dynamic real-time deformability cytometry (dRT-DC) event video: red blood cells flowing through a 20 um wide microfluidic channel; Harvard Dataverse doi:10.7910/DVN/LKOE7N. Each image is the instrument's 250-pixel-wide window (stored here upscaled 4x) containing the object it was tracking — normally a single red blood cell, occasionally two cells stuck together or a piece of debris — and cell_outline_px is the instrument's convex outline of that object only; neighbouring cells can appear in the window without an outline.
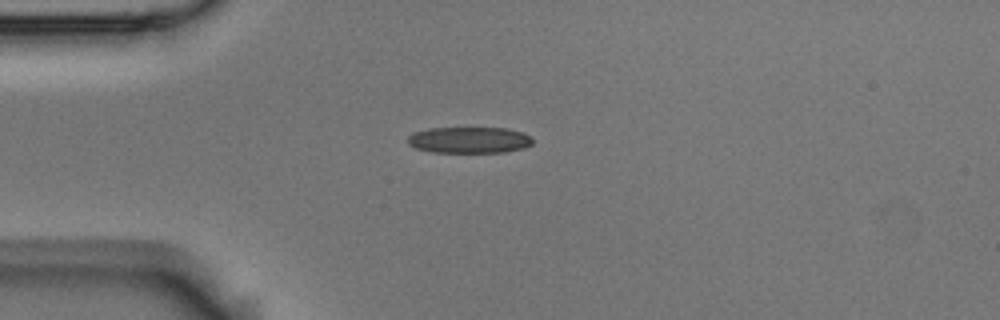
{"species": "Egyptian fruit bat (a non-hibernating species)", "species_latin": "Rousettus aegyptiacus", "temperature_condition": "room temperature", "stored_images_in_passage": 41, "camera_frame_rate_fps": 3000, "um_per_image_px": 0.085, "animal": {"sex": "male"}, "frame": {"image": 1, "passage_image": 1, "time_ms": 0.0, "image_size_px": [1000, 320], "cell_outline_px": [[532, 144], [524, 148], [504, 152], [432, 152], [416, 148], [408, 144], [408, 136], [412, 132], [428, 128], [508, 128], [524, 132], [532, 140]], "centroid_in_image_um": [39.87, 11.89], "position_along_channel_um": 45.1, "area_um2": 19.19}}
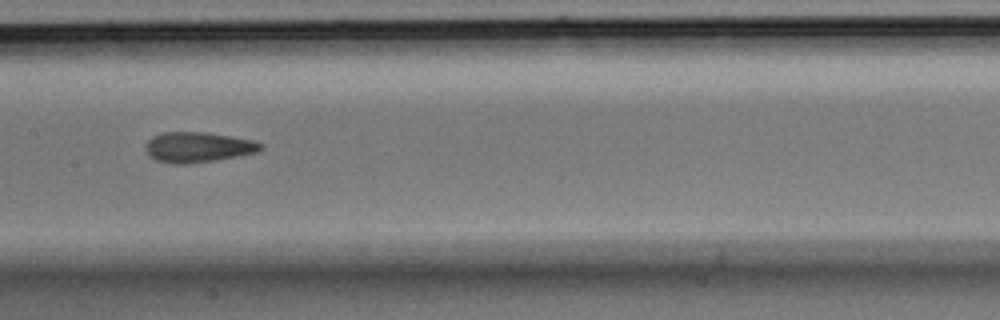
{"frame": {"image": 2, "passage_image": 14, "time_ms": 4.333, "image_size_px": [1000, 320], "cell_outline_px": [[264, 148], [260, 152], [188, 164], [172, 164], [156, 160], [148, 156], [144, 148], [144, 144], [152, 136], [164, 132], [204, 132], [252, 140], [264, 144]], "centroid_in_image_um": [16.79, 12.51], "position_along_channel_um": 190.6, "area_um2": 20.4}}
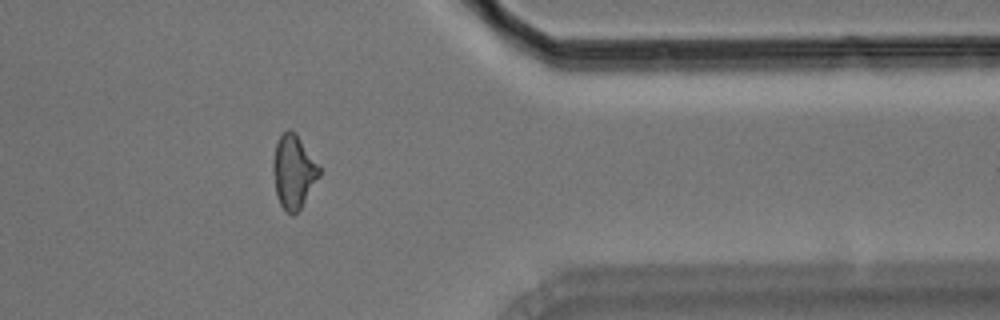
{"frame": {"image": 3, "passage_image": 31, "time_ms": 10.0, "image_size_px": [1000, 320], "cell_outline_px": [[320, 176], [300, 208], [292, 216], [280, 204], [276, 192], [272, 168], [272, 164], [276, 144], [280, 136], [288, 128], [292, 128], [296, 132], [320, 168]], "centroid_in_image_um": [24.94, 14.55], "position_along_channel_um": 386.5, "area_um2": 19.54}, "authors_computed_cell_mechanics": {"area_um2": 19.5942, "velocity_mm_per_s": 3.7292, "shape_relaxation_time_tau1_ms": 8.1837, "shape_relaxation_time_tau2_ms": 1.9898, "deformation_change_tau1": 0.228, "deformation_change_tau2": 0.1109}}